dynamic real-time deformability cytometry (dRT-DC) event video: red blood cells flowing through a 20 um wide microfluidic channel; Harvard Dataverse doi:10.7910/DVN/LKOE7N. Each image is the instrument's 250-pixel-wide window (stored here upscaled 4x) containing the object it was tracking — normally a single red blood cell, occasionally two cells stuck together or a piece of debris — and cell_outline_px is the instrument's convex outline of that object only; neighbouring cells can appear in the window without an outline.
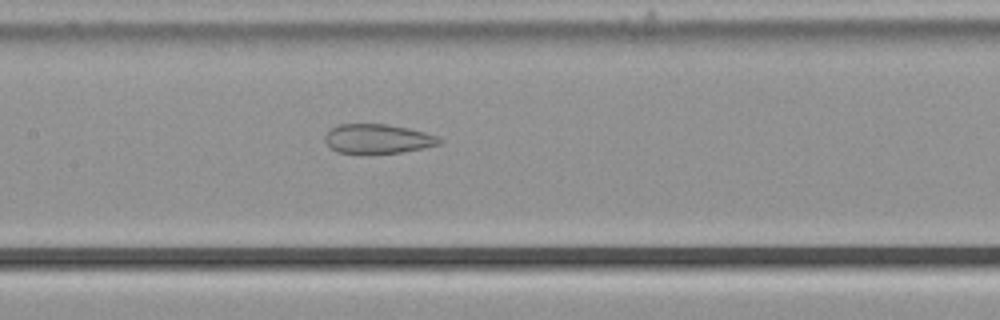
{"species": "common noctule bat (a hibernating species)", "species_latin": "Nyctalus noctula", "temperature_condition": "cold", "stored_images_in_passage": 49, "camera_frame_rate_fps": 3000, "um_per_image_px": 0.085, "animal": {"sex": "male", "body_mass_g": 21.5, "forearm_length_mm": 52.0}, "frame": {"image": 1, "passage_image": 21, "time_ms": 6.667, "image_size_px": [1000, 320], "cell_outline_px": [[440, 144], [424, 148], [400, 152], [336, 152], [324, 140], [324, 136], [332, 128], [340, 124], [388, 124], [408, 128], [424, 132], [436, 136], [440, 140]], "centroid_in_image_um": [32.1, 11.78], "position_along_channel_um": 175.3, "area_um2": 19.07}}
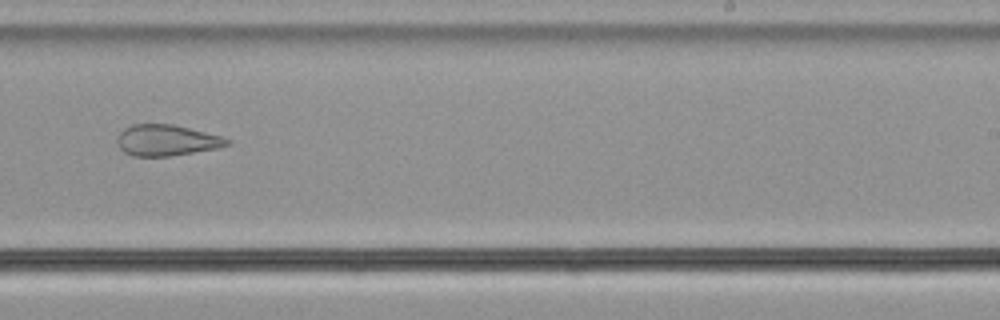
{"frame": {"image": 2, "passage_image": 29, "time_ms": 9.333, "image_size_px": [1000, 320], "cell_outline_px": [[232, 144], [216, 148], [168, 156], [132, 156], [124, 152], [120, 148], [116, 140], [120, 132], [124, 128], [132, 124], [172, 124], [220, 136], [232, 140]], "centroid_in_image_um": [14.13, 11.92], "position_along_channel_um": 274.9, "area_um2": 19.71}}
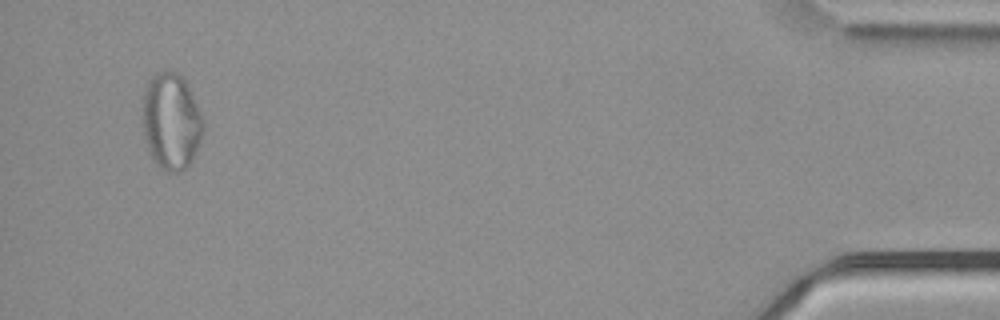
{"frame": {"image": 3, "passage_image": 47, "time_ms": 15.333, "image_size_px": [1000, 320], "cell_outline_px": [[204, 128], [200, 140], [192, 160], [184, 168], [176, 172], [168, 172], [160, 168], [156, 164], [148, 148], [144, 136], [144, 92], [148, 80], [152, 76], [160, 72], [176, 72], [184, 80], [200, 112], [204, 124]], "centroid_in_image_um": [14.55, 10.34], "position_along_channel_um": 420.6, "area_um2": 33.29}, "authors_computed_cell_mechanics": {"area_um2": 26.877, "velocity_mm_per_s": 3.7431, "shape_relaxation_time_tau1_ms": null, "shape_relaxation_time_tau2_ms": 2.5657, "deformation_change_tau1": null, "deformation_change_tau2": 0.1105}}